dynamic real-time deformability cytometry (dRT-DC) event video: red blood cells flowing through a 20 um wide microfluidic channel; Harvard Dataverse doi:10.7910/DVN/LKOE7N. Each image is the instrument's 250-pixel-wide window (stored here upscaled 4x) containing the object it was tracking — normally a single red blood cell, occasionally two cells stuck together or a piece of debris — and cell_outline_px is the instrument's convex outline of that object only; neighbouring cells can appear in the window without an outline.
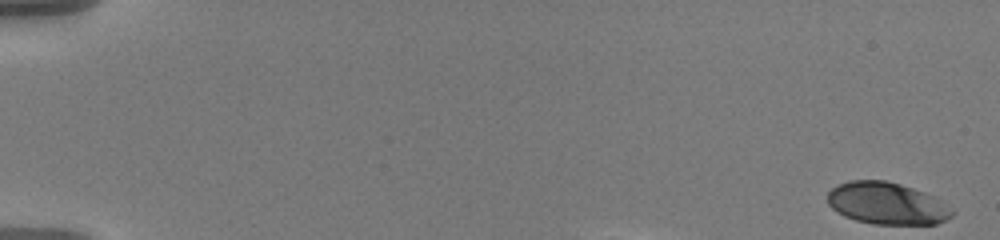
{"species": "human", "species_latin": "Homo sapiens", "temperature_condition": "warm", "stored_images_in_passage": 57, "camera_frame_rate_fps": 3000, "um_per_image_px": 0.085, "donor": {"sex": "male"}, "frame": {"image": 1, "passage_image": 1, "time_ms": 0.0, "image_size_px": [1000, 240], "cell_outline_px": [[952, 216], [936, 224], [872, 224], [856, 220], [844, 216], [836, 212], [828, 204], [828, 192], [836, 184], [848, 180], [884, 180], [900, 184], [924, 192], [940, 200], [952, 212]], "centroid_in_image_um": [75.31, 17.28], "position_along_channel_um": 9.7, "area_um2": 30.35}}
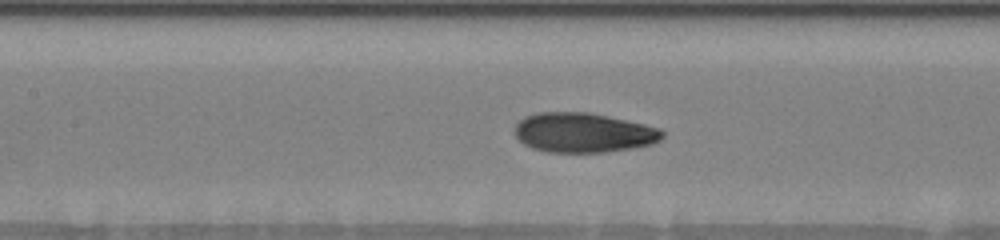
{"frame": {"image": 2, "passage_image": 28, "time_ms": 9.0, "image_size_px": [1000, 240], "cell_outline_px": [[664, 136], [660, 140], [652, 144], [632, 148], [604, 152], [548, 152], [532, 148], [524, 144], [516, 136], [516, 124], [524, 116], [536, 112], [588, 112], [608, 116], [644, 124], [660, 128], [664, 132]], "centroid_in_image_um": [49.59, 11.27], "position_along_channel_um": 157.8, "area_um2": 34.1}}
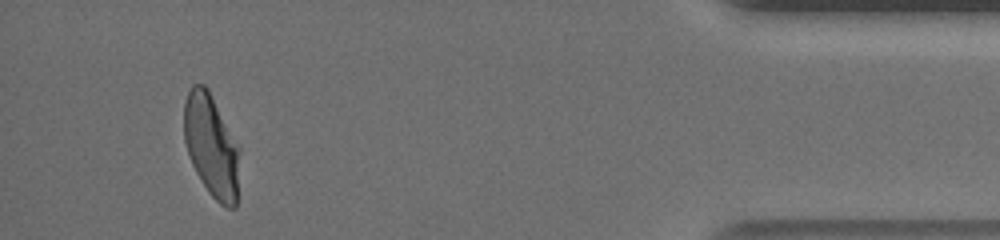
{"frame": {"image": 3, "passage_image": 54, "time_ms": 17.667, "image_size_px": [1000, 240], "cell_outline_px": [[240, 152], [236, 208], [228, 208], [220, 204], [208, 192], [200, 180], [192, 164], [184, 140], [184, 104], [188, 92], [192, 84], [204, 84], [208, 88], [240, 148]], "centroid_in_image_um": [17.97, 12.4], "position_along_channel_um": 417.2, "area_um2": 33.35}, "authors_computed_cell_mechanics": {"area_um2": 33.0038, "velocity_mm_per_s": 3.6068, "shape_relaxation_time_tau1_ms": 5.9484, "shape_relaxation_time_tau2_ms": 0.9758, "deformation_change_tau1": 0.1999, "deformation_change_tau2": 0.0653}}